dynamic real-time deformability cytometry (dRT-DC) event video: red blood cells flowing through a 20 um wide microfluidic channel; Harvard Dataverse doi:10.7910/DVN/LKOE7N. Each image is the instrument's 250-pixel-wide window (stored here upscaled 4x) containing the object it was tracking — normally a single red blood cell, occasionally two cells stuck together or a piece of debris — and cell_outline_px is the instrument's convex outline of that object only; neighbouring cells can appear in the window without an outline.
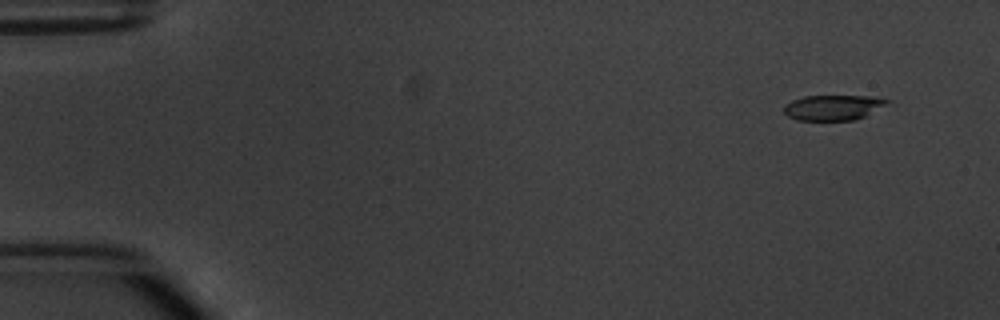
{"species": "common noctule bat (a hibernating species)", "species_latin": "Nyctalus noctula", "temperature_condition": "warm", "stored_images_in_passage": 5, "camera_frame_rate_fps": 3000, "um_per_image_px": 0.085, "animal": {"sex": "male", "body_mass_g": 20.1, "forearm_length_mm": 53.5}, "frame": {"image": 1, "passage_image": 1, "time_ms": 0.0, "image_size_px": [1000, 320], "cell_outline_px": [[892, 100], [888, 104], [864, 116], [852, 120], [796, 120], [788, 116], [784, 112], [784, 104], [792, 100], [804, 96], [876, 96]], "centroid_in_image_um": [70.82, 9.13], "position_along_channel_um": 14.2, "area_um2": 15.26}}